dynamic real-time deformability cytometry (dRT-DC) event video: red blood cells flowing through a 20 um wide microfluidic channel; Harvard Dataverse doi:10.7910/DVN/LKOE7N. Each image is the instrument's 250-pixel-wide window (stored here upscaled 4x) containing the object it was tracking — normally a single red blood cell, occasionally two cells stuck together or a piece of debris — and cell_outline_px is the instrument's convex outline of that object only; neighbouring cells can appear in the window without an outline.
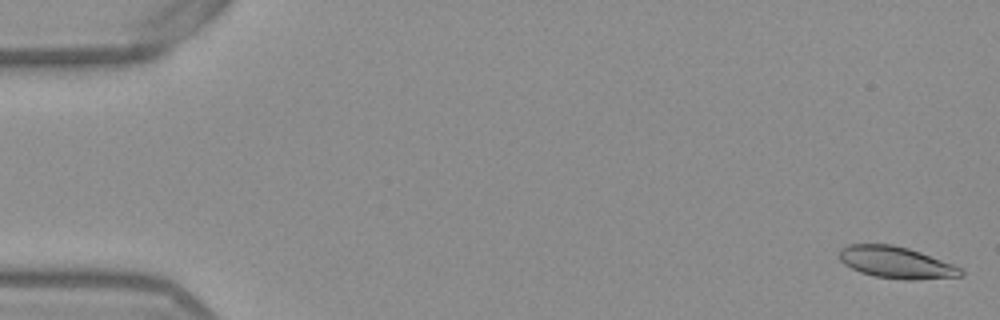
{"species": "Egyptian fruit bat (a non-hibernating species)", "species_latin": "Rousettus aegyptiacus", "temperature_condition": "warm", "stored_images_in_passage": 53, "camera_frame_rate_fps": 3000, "um_per_image_px": 0.085, "frame": {"image": 1, "passage_image": 1, "time_ms": 0.0, "image_size_px": [1000, 320], "cell_outline_px": [[964, 276], [916, 280], [904, 280], [876, 276], [860, 272], [844, 264], [840, 260], [840, 248], [848, 244], [892, 244], [908, 248], [920, 252], [952, 264], [960, 268], [964, 272]], "centroid_in_image_um": [76.18, 22.31], "position_along_channel_um": 8.8, "area_um2": 22.43}}
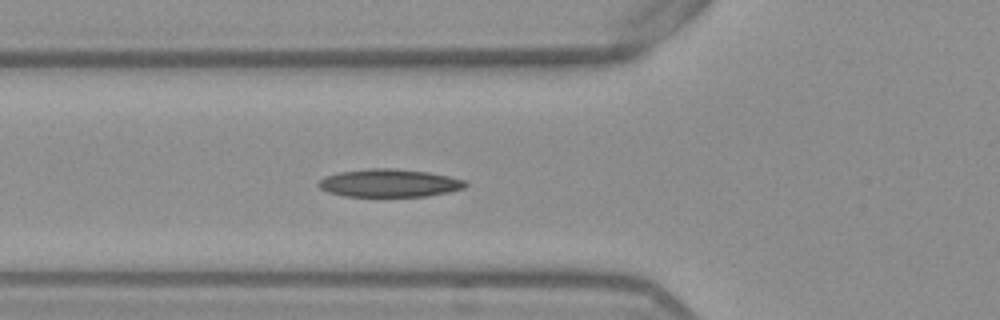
{"frame": {"image": 2, "passage_image": 19, "time_ms": 6.0, "image_size_px": [1000, 320], "cell_outline_px": [[468, 184], [464, 188], [448, 192], [428, 196], [344, 196], [328, 192], [320, 188], [316, 184], [324, 176], [336, 172], [368, 168], [392, 168], [428, 172], [448, 176], [464, 180]], "centroid_in_image_um": [33.05, 15.55], "position_along_channel_um": 92.7, "area_um2": 23.99}}
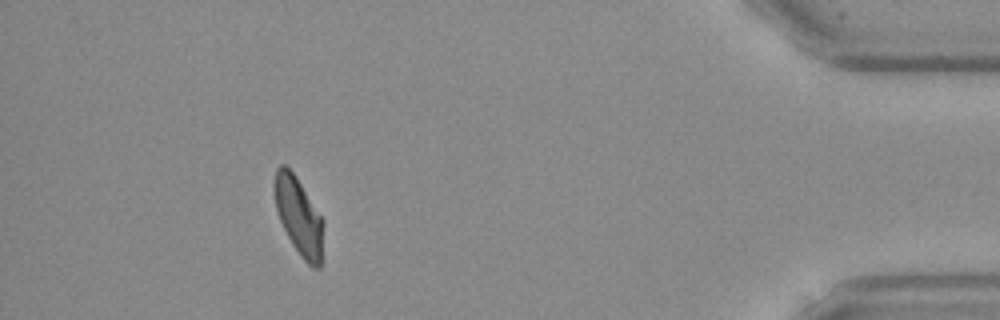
{"frame": {"image": 3, "passage_image": 48, "time_ms": 15.667, "image_size_px": [1000, 320], "cell_outline_px": [[324, 224], [320, 268], [312, 268], [300, 256], [292, 244], [280, 220], [276, 208], [276, 168], [280, 164], [284, 164], [296, 176], [324, 220]], "centroid_in_image_um": [25.44, 18.42], "position_along_channel_um": 409.8, "area_um2": 21.73}, "authors_computed_cell_mechanics": {"area_um2": 23.12, "velocity_mm_per_s": 3.8547, "shape_relaxation_time_tau1_ms": 5.5019, "shape_relaxation_time_tau2_ms": 1.8228, "deformation_change_tau1": 0.1629, "deformation_change_tau2": 0.0749}}